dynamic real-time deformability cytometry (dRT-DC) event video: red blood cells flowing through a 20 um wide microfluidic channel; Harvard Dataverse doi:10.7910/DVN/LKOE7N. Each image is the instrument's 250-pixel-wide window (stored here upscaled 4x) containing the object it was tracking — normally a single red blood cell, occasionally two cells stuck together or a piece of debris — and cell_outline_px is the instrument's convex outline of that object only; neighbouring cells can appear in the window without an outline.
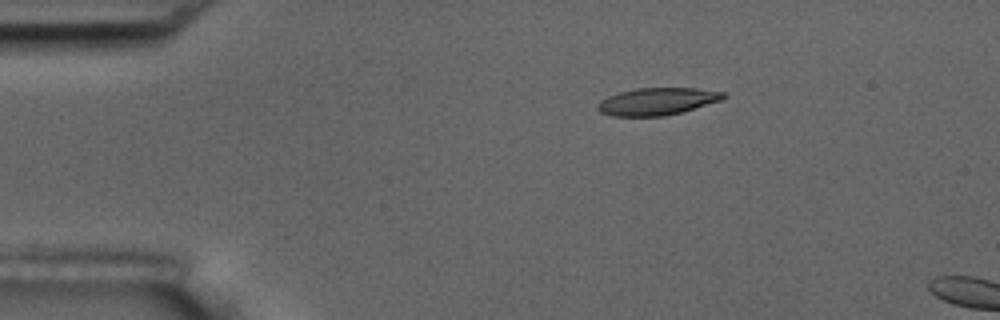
{"species": "common noctule bat (a hibernating species)", "species_latin": "Nyctalus noctula", "temperature_condition": "room temperature", "stored_images_in_passage": 4, "camera_frame_rate_fps": 3000, "um_per_image_px": 0.085, "animal": {"sex": "male", "body_mass_g": 17.5, "forearm_length_mm": 52.3}, "frame": {"image": 1, "passage_image": 3, "time_ms": 2.333, "image_size_px": [1000, 320], "cell_outline_px": [[728, 96], [720, 100], [684, 112], [664, 116], [612, 116], [600, 112], [596, 108], [596, 104], [600, 100], [608, 96], [620, 92], [636, 88], [696, 88], [728, 92]], "centroid_in_image_um": [55.88, 8.62], "position_along_channel_um": 29.1, "area_um2": 20.23}}